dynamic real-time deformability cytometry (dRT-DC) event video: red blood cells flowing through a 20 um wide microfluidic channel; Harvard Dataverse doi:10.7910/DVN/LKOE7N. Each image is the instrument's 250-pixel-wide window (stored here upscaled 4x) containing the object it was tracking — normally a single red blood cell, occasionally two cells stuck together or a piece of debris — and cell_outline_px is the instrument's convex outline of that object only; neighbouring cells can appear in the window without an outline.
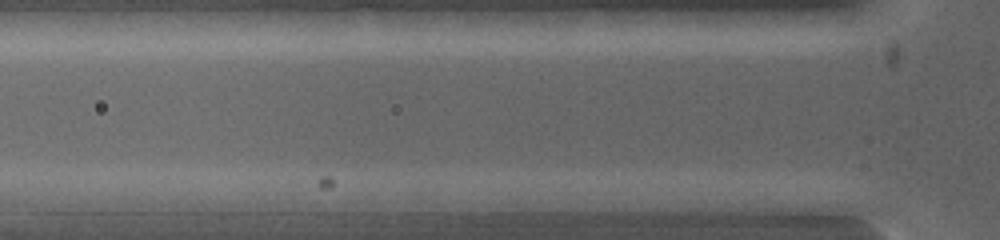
{"species": "common noctule bat (a hibernating species)", "species_latin": "Nyctalus noctula", "temperature_condition": "warm", "stored_images_in_passage": 4, "camera_frame_rate_fps": 5000, "um_per_image_px": 0.085, "animal": {"sex": "female", "body_mass_g": 19.0, "forearm_length_mm": 53.3}, "frame": {"image": 1, "passage_image": 2, "time_ms": 0.4, "image_size_px": [1000, 240], "cell_outline_px": [[604, 200], [596, 208], [576, 212], [508, 212], [488, 200], [560, 192]], "centroid_in_image_um": [46.57, 17.27], "position_along_channel_um": 79.2, "area_um2": 11.79}}